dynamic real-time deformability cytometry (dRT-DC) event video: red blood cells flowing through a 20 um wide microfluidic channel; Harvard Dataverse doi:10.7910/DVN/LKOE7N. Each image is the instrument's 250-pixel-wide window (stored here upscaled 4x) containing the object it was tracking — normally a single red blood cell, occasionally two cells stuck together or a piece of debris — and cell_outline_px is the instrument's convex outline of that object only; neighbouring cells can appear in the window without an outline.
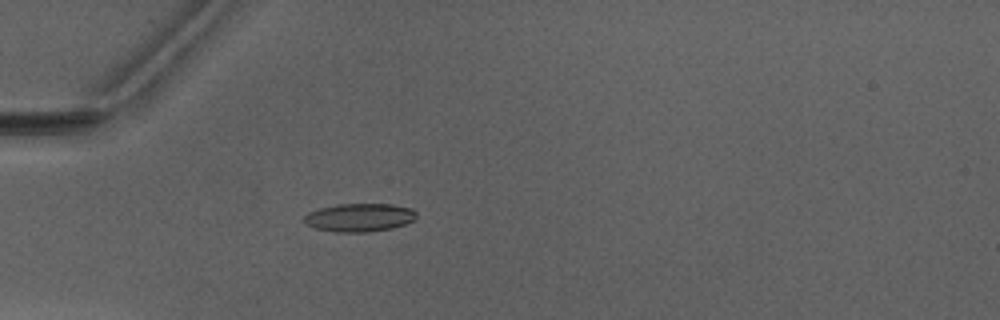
{"species": "Egyptian fruit bat (a non-hibernating species)", "species_latin": "Rousettus aegyptiacus", "temperature_condition": "warm", "stored_images_in_passage": 3, "camera_frame_rate_fps": 3000, "um_per_image_px": 0.085, "animal": {"sex": "male"}, "frame": {"image": 1, "passage_image": 3, "time_ms": 3.333, "image_size_px": [1000, 320], "cell_outline_px": [[416, 216], [412, 220], [404, 224], [392, 228], [368, 232], [336, 232], [316, 228], [308, 224], [304, 220], [304, 216], [308, 212], [320, 208], [340, 204], [392, 204], [412, 208], [416, 212]], "centroid_in_image_um": [30.56, 18.48], "position_along_channel_um": 54.4, "area_um2": 18.32}}